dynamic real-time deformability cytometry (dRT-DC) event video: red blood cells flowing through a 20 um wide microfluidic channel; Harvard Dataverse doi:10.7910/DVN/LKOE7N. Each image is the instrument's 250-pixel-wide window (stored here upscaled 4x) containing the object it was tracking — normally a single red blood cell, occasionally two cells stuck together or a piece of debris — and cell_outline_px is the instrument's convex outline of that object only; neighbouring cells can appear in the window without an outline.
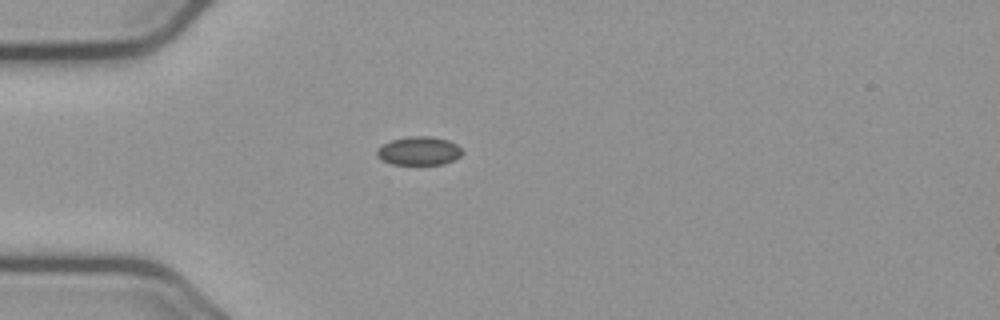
{"species": "common noctule bat (a hibernating species)", "species_latin": "Nyctalus noctula", "temperature_condition": "cold", "stored_images_in_passage": 41, "camera_frame_rate_fps": 3000, "um_per_image_px": 0.085, "animal": {"sex": "male", "body_mass_g": 23.1, "forearm_length_mm": 52.7}, "frame": {"image": 1, "passage_image": 1, "time_ms": 0.0, "image_size_px": [1000, 320], "cell_outline_px": [[464, 152], [460, 156], [444, 164], [392, 164], [380, 160], [376, 156], [376, 148], [392, 140], [408, 136], [432, 136], [448, 140], [456, 144]], "centroid_in_image_um": [35.58, 12.82], "position_along_channel_um": 49.4, "area_um2": 14.28}}
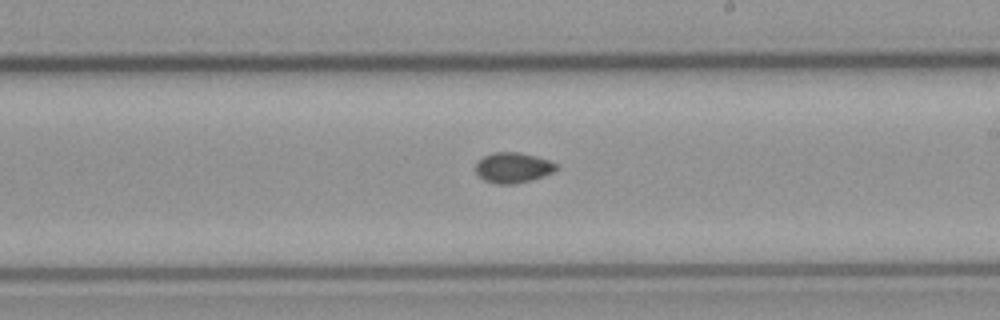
{"frame": {"image": 2, "passage_image": 18, "time_ms": 5.667, "image_size_px": [1000, 320], "cell_outline_px": [[556, 168], [552, 172], [544, 176], [532, 180], [512, 184], [496, 184], [484, 180], [476, 172], [476, 164], [484, 156], [492, 152], [520, 152], [536, 156], [548, 160], [556, 164]], "centroid_in_image_um": [43.59, 14.25], "position_along_channel_um": 245.4, "area_um2": 14.16}}
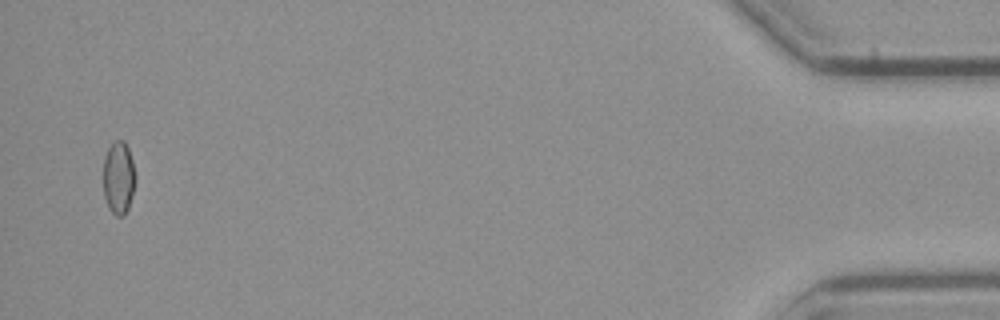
{"frame": {"image": 3, "passage_image": 40, "time_ms": 13.0, "image_size_px": [1000, 320], "cell_outline_px": [[136, 180], [132, 196], [128, 208], [124, 216], [116, 216], [108, 208], [104, 196], [104, 156], [108, 148], [116, 140], [124, 140], [128, 148], [132, 160], [136, 176]], "centroid_in_image_um": [10.09, 15.12], "position_along_channel_um": 425.1, "area_um2": 13.7}}